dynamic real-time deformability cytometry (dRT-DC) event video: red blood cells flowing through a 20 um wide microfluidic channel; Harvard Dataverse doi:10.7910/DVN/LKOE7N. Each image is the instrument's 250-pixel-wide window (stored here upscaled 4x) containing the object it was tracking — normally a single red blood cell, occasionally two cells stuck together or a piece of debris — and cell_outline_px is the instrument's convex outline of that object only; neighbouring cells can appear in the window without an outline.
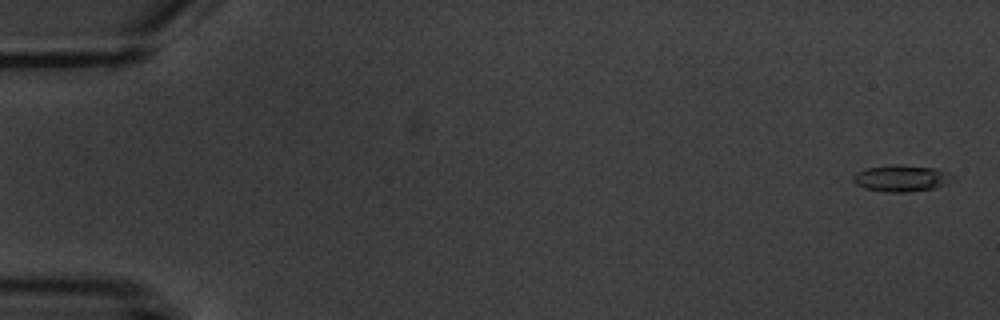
{"species": "common noctule bat (a hibernating species)", "species_latin": "Nyctalus noctula", "temperature_condition": "warm", "stored_images_in_passage": 9, "camera_frame_rate_fps": 3000, "um_per_image_px": 0.085, "animal": {"sex": "male", "body_mass_g": 20.1, "forearm_length_mm": 53.5}, "frame": {"image": 1, "passage_image": 1, "time_ms": 0.0, "image_size_px": [1000, 320], "cell_outline_px": [[956, 180], [948, 184], [932, 188], [908, 192], [884, 192], [864, 188], [856, 184], [852, 180], [852, 176], [856, 172], [864, 168], [888, 164], [896, 164], [936, 168], [948, 172], [956, 176]], "centroid_in_image_um": [76.63, 15.14], "position_along_channel_um": 8.4, "area_um2": 15.84}}